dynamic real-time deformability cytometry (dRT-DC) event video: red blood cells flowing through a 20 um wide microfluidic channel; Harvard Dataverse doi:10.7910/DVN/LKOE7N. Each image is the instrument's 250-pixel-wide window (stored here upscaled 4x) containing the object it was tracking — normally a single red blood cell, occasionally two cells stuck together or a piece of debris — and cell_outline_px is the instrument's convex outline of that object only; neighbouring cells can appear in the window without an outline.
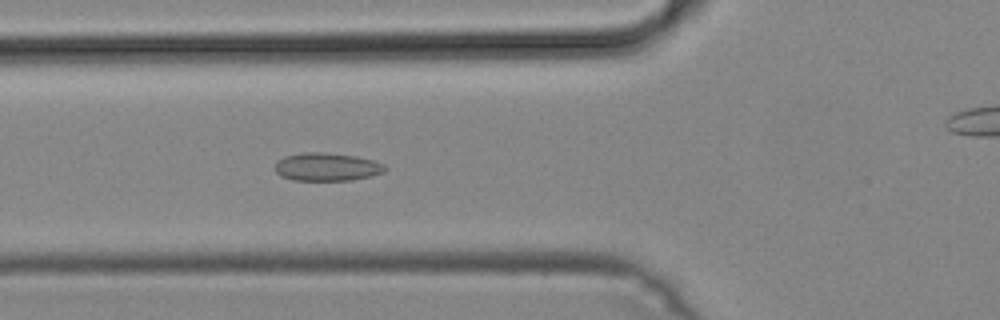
{"species": "common noctule bat (a hibernating species)", "species_latin": "Nyctalus noctula", "temperature_condition": "cold", "stored_images_in_passage": 50, "camera_frame_rate_fps": 3000, "um_per_image_px": 0.085, "animal": {"sex": "male", "body_mass_g": 19.2, "forearm_length_mm": 51.8}, "frame": {"image": 1, "passage_image": 18, "time_ms": 5.667, "image_size_px": [1000, 320], "cell_outline_px": [[388, 168], [384, 172], [372, 176], [352, 180], [292, 180], [280, 176], [276, 172], [276, 160], [284, 156], [304, 152], [324, 152], [356, 156], [372, 160], [384, 164]], "centroid_in_image_um": [27.79, 14.18], "position_along_channel_um": 98.0, "area_um2": 18.15}}
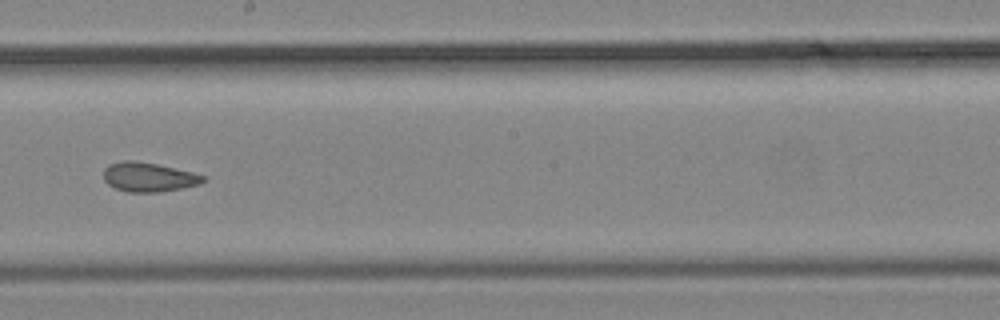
{"frame": {"image": 2, "passage_image": 28, "time_ms": 9.0, "image_size_px": [1000, 320], "cell_outline_px": [[204, 180], [200, 184], [160, 192], [128, 192], [116, 188], [108, 184], [104, 180], [104, 168], [108, 164], [124, 160], [132, 160], [156, 164], [192, 172], [204, 176]], "centroid_in_image_um": [12.59, 15.05], "position_along_channel_um": 235.6, "area_um2": 16.82}}
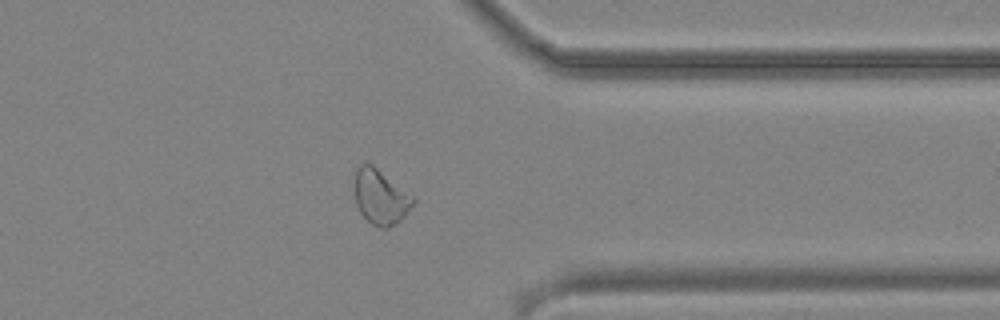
{"frame": {"image": 3, "passage_image": 39, "time_ms": 12.667, "image_size_px": [1000, 320], "cell_outline_px": [[416, 200], [404, 216], [396, 224], [388, 228], [380, 228], [372, 224], [360, 212], [356, 204], [352, 180], [356, 168], [360, 164], [372, 164], [412, 196]], "centroid_in_image_um": [32.29, 16.73], "position_along_channel_um": 379.1, "area_um2": 18.73}}